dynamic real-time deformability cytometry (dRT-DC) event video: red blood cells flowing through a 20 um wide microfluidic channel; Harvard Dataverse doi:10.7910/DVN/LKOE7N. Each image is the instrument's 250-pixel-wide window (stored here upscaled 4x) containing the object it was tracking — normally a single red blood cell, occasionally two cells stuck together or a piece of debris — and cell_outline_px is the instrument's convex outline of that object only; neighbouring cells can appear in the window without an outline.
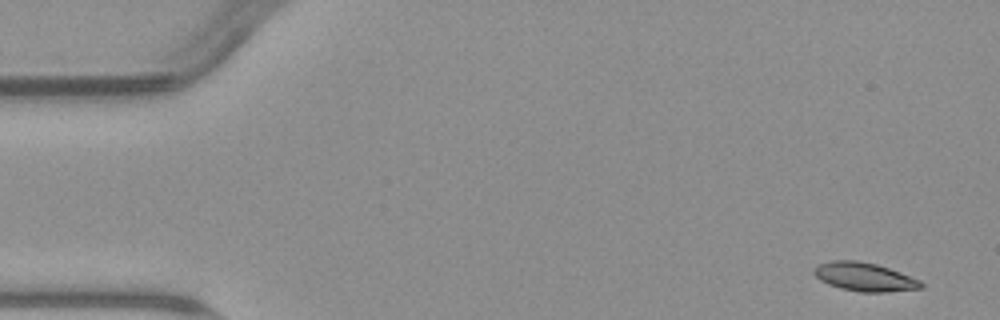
{"species": "common noctule bat (a hibernating species)", "species_latin": "Nyctalus noctula", "temperature_condition": "warm", "stored_images_in_passage": 3, "camera_frame_rate_fps": 3000, "um_per_image_px": 0.085, "animal": {"sex": "male", "body_mass_g": 23.1, "forearm_length_mm": 52.7}, "frame": {"image": 1, "passage_image": 1, "time_ms": 0.0, "image_size_px": [1000, 320], "cell_outline_px": [[924, 288], [884, 292], [860, 292], [840, 288], [828, 284], [820, 280], [812, 272], [812, 268], [816, 264], [832, 260], [856, 260], [876, 264], [900, 272], [920, 280], [924, 284]], "centroid_in_image_um": [73.45, 23.53], "position_along_channel_um": 11.6, "area_um2": 17.98}}
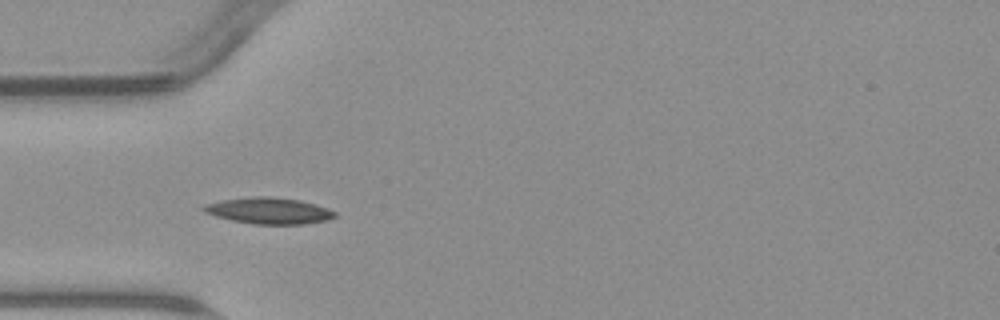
{"frame": {"image": 2, "passage_image": 3, "time_ms": 4.667, "image_size_px": [1000, 320], "cell_outline_px": [[336, 216], [328, 220], [304, 224], [252, 224], [232, 220], [216, 216], [204, 212], [200, 208], [204, 204], [224, 200], [252, 196], [268, 196], [300, 200], [336, 212]], "centroid_in_image_um": [22.82, 17.91], "position_along_channel_um": 62.2, "area_um2": 19.94}}